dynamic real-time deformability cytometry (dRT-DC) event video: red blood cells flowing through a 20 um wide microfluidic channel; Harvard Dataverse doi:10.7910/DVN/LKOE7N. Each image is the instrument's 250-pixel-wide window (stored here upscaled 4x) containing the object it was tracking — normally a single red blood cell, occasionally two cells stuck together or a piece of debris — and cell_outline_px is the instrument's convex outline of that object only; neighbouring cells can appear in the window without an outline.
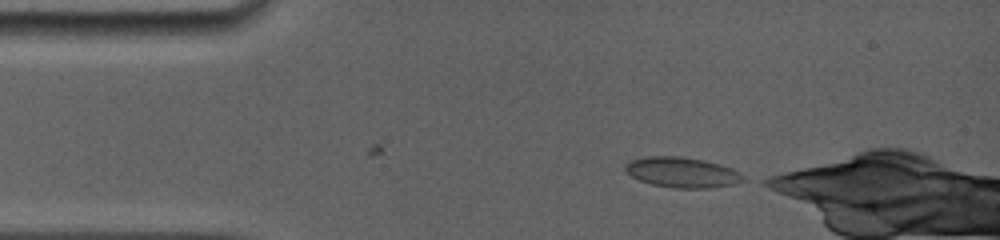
{"species": "common noctule bat (a hibernating species)", "species_latin": "Nyctalus noctula", "temperature_condition": "room temperature", "stored_images_in_passage": 16, "camera_frame_rate_fps": 5000, "um_per_image_px": 0.085, "animal": {"sex": "female", "body_mass_g": 19.0, "forearm_length_mm": 56.7}, "frame": {"image": 1, "passage_image": 16, "time_ms": 5.0, "image_size_px": [1000, 240], "cell_outline_px": [[748, 180], [732, 184], [712, 188], [672, 188], [652, 184], [640, 180], [624, 172], [624, 164], [628, 160], [644, 156], [680, 156], [704, 160], [720, 164], [732, 168], [740, 172]], "centroid_in_image_um": [57.96, 14.64], "position_along_channel_um": 27.0, "area_um2": 21.21}}